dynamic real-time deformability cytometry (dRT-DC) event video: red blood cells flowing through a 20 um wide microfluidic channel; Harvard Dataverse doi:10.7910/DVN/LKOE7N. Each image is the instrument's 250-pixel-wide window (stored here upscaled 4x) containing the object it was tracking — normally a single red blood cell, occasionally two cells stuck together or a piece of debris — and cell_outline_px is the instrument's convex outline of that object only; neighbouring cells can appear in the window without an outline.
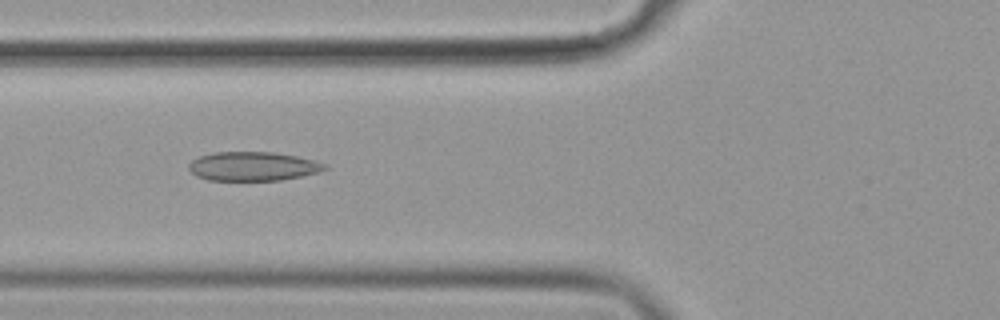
{"species": "common noctule bat (a hibernating species)", "species_latin": "Nyctalus noctula", "temperature_condition": "cold", "stored_images_in_passage": 42, "camera_frame_rate_fps": 3000, "um_per_image_px": 0.085, "animal": {"sex": "female", "body_mass_g": 19.9}, "frame": {"image": 1, "passage_image": 8, "time_ms": 2.333, "image_size_px": [1000, 320], "cell_outline_px": [[328, 168], [320, 172], [280, 180], [208, 180], [196, 176], [188, 168], [188, 164], [192, 160], [200, 156], [212, 152], [272, 152], [296, 156], [328, 164]], "centroid_in_image_um": [21.49, 14.13], "position_along_channel_um": 104.3, "area_um2": 22.95}}
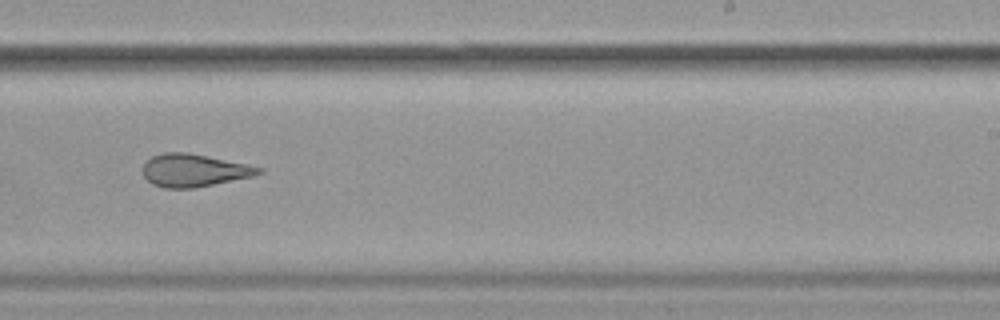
{"frame": {"image": 2, "passage_image": 22, "time_ms": 7.0, "image_size_px": [1000, 320], "cell_outline_px": [[264, 172], [252, 176], [192, 188], [164, 188], [152, 184], [144, 176], [144, 164], [152, 156], [164, 152], [188, 152], [208, 156], [264, 168]], "centroid_in_image_um": [16.48, 14.47], "position_along_channel_um": 272.5, "area_um2": 21.79}}
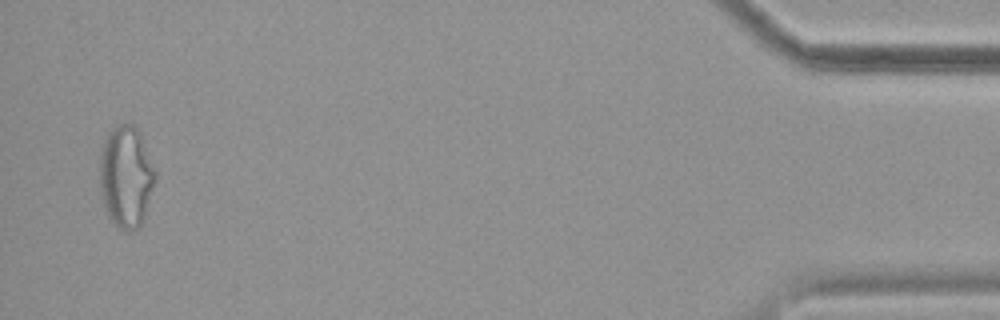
{"frame": {"image": 3, "passage_image": 41, "time_ms": 13.333, "image_size_px": [1000, 320], "cell_outline_px": [[156, 180], [140, 228], [132, 232], [128, 232], [120, 228], [108, 216], [104, 208], [100, 188], [100, 156], [104, 136], [112, 128], [120, 124], [132, 124], [140, 132], [156, 172]], "centroid_in_image_um": [10.71, 15.02], "position_along_channel_um": 424.5, "area_um2": 33.12}, "authors_computed_cell_mechanics": {"area_um2": 23.2356, "velocity_mm_per_s": 3.6069, "shape_relaxation_time_tau1_ms": 6.7148, "shape_relaxation_time_tau2_ms": 2.2, "deformation_change_tau1": 0.158, "deformation_change_tau2": 0.113}}